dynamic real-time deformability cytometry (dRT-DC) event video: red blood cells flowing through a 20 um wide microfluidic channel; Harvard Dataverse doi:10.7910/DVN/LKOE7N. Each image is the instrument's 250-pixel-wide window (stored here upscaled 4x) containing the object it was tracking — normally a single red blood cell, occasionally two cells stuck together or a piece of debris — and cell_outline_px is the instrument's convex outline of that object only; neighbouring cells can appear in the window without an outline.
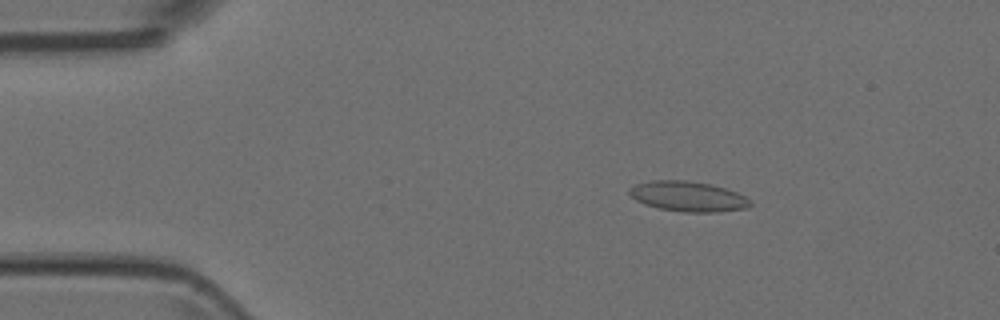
{"species": "Egyptian fruit bat (a non-hibernating species)", "species_latin": "Rousettus aegyptiacus", "temperature_condition": "room temperature", "stored_images_in_passage": 52, "camera_frame_rate_fps": 3000, "um_per_image_px": 0.085, "animal": {"sex": "female"}, "frame": {"image": 1, "passage_image": 9, "time_ms": 2.667, "image_size_px": [1000, 320], "cell_outline_px": [[752, 204], [748, 208], [716, 212], [684, 212], [660, 208], [644, 204], [636, 200], [628, 192], [628, 188], [636, 184], [652, 180], [684, 180], [712, 184], [736, 192], [752, 200]], "centroid_in_image_um": [58.49, 16.69], "position_along_channel_um": 26.5, "area_um2": 21.27}}
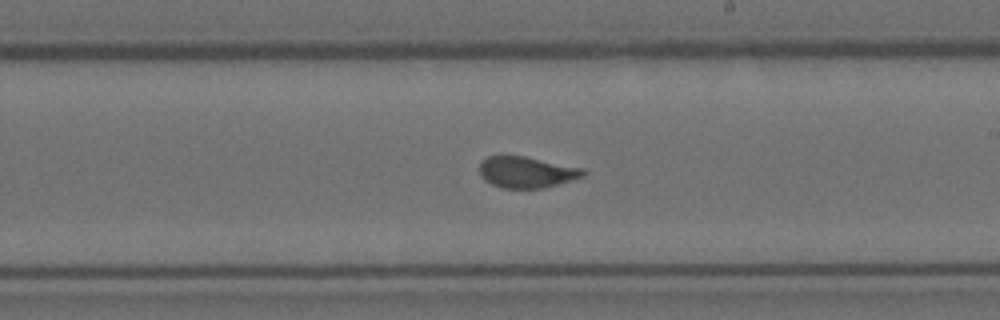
{"frame": {"image": 2, "passage_image": 30, "time_ms": 9.667, "image_size_px": [1000, 320], "cell_outline_px": [[588, 172], [584, 176], [544, 188], [500, 188], [484, 180], [480, 176], [480, 160], [488, 156], [524, 156], [584, 168]], "centroid_in_image_um": [44.75, 14.63], "position_along_channel_um": 244.2, "area_um2": 18.96}}
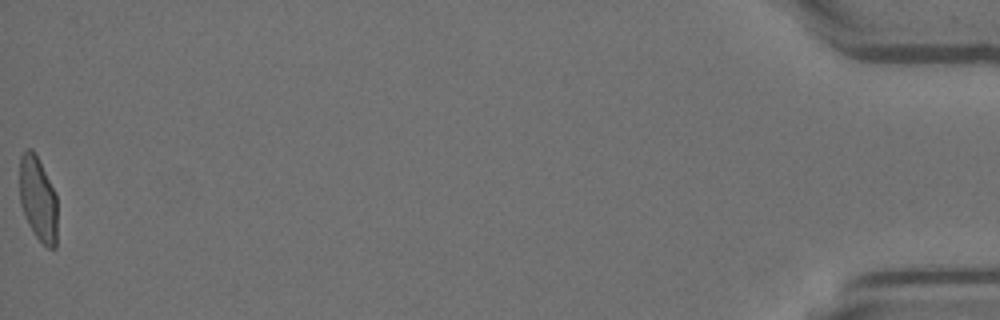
{"frame": {"image": 3, "passage_image": 52, "time_ms": 17.0, "image_size_px": [1000, 320], "cell_outline_px": [[56, 248], [48, 248], [32, 232], [28, 224], [20, 204], [20, 156], [24, 148], [32, 148], [36, 152], [56, 196]], "centroid_in_image_um": [3.21, 16.86], "position_along_channel_um": 432.0, "area_um2": 18.61}}